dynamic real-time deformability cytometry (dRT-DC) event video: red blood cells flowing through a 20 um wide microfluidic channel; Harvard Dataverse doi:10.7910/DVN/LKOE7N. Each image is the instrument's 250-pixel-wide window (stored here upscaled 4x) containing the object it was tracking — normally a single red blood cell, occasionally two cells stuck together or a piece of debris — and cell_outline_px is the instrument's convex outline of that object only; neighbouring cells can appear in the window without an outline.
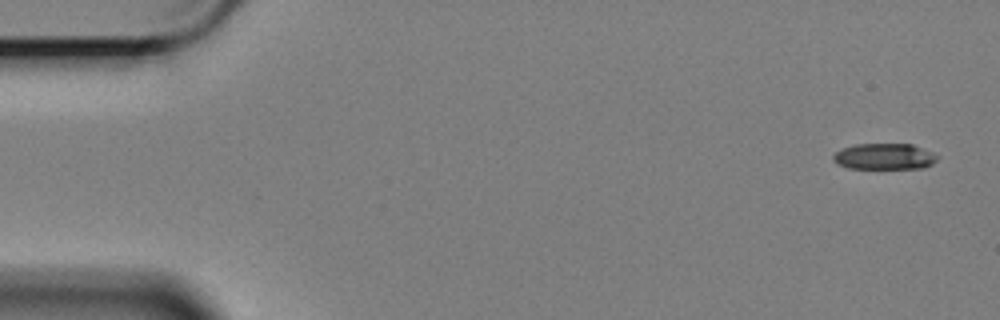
{"species": "Egyptian fruit bat (a non-hibernating species)", "species_latin": "Rousettus aegyptiacus", "temperature_condition": "cold", "stored_images_in_passage": 58, "camera_frame_rate_fps": 3000, "um_per_image_px": 0.085, "animal": {"sex": "female"}, "frame": {"image": 1, "passage_image": 1, "time_ms": 0.0, "image_size_px": [1000, 320], "cell_outline_px": [[940, 156], [932, 164], [924, 168], [848, 168], [832, 160], [832, 156], [840, 148], [856, 144], [912, 144], [932, 152]], "centroid_in_image_um": [75.18, 13.29], "position_along_channel_um": 9.8, "area_um2": 15.84}}
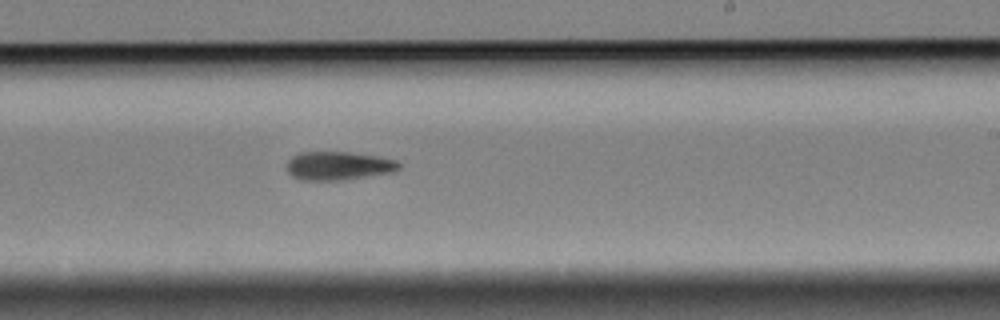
{"frame": {"image": 2, "passage_image": 34, "time_ms": 11.0, "image_size_px": [1000, 320], "cell_outline_px": [[400, 168], [396, 172], [340, 180], [300, 180], [292, 176], [288, 172], [288, 160], [292, 156], [300, 152], [348, 152], [376, 156], [396, 160], [400, 164]], "centroid_in_image_um": [28.78, 14.09], "position_along_channel_um": 260.2, "area_um2": 18.61}}
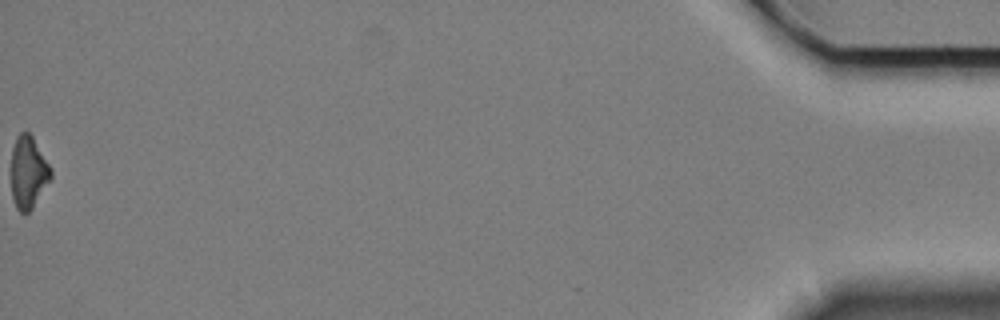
{"frame": {"image": 3, "passage_image": 58, "time_ms": 19.0, "image_size_px": [1000, 320], "cell_outline_px": [[52, 176], [32, 208], [28, 212], [20, 212], [16, 208], [12, 196], [12, 148], [16, 136], [20, 132], [28, 132], [32, 136], [52, 168]], "centroid_in_image_um": [2.41, 14.62], "position_along_channel_um": 432.8, "area_um2": 16.53}, "authors_computed_cell_mechanics": {"area_um2": 17.8024, "velocity_mm_per_s": 3.397, "shape_relaxation_time_tau1_ms": 2.3114, "shape_relaxation_time_tau2_ms": null, "deformation_change_tau1": 0.1391, "deformation_change_tau2": null}}